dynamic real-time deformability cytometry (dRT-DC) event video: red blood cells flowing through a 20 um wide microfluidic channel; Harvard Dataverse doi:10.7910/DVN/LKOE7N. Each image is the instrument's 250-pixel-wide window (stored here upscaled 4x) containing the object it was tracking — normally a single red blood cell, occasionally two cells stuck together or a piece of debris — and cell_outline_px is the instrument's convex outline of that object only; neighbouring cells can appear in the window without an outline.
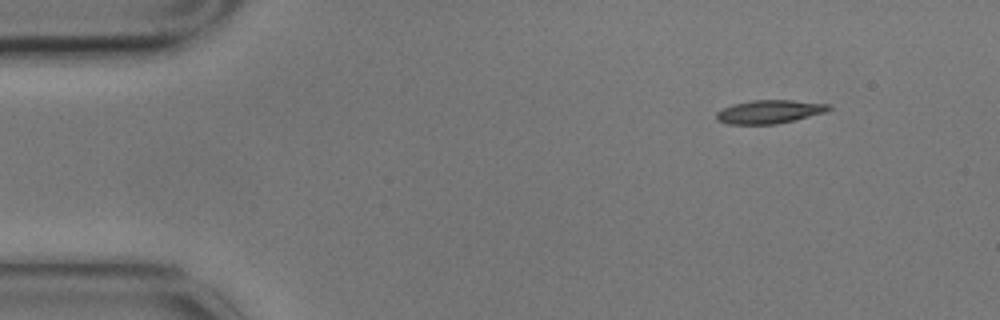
{"species": "common noctule bat (a hibernating species)", "species_latin": "Nyctalus noctula", "temperature_condition": "cold", "stored_images_in_passage": 9, "camera_frame_rate_fps": 3000, "um_per_image_px": 0.085, "animal": {"sex": "male", "body_mass_g": 17.9}, "frame": {"image": 1, "passage_image": 1, "time_ms": 0.0, "image_size_px": [1000, 320], "cell_outline_px": [[832, 108], [828, 112], [796, 120], [776, 124], [728, 124], [716, 120], [716, 112], [732, 104], [752, 100], [792, 100], [832, 104]], "centroid_in_image_um": [65.46, 9.49], "position_along_channel_um": 19.5, "area_um2": 15.61}}
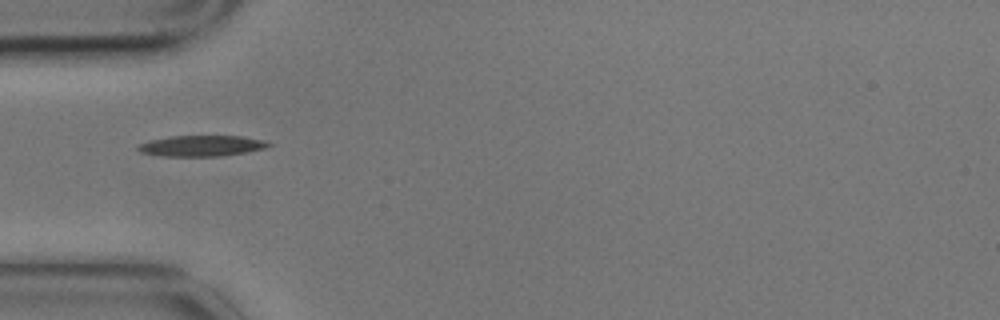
{"frame": {"image": 2, "passage_image": 4, "time_ms": 1.0, "image_size_px": [1000, 320], "cell_outline_px": [[272, 144], [268, 148], [248, 152], [220, 156], [164, 156], [140, 152], [136, 148], [140, 144], [152, 140], [172, 136], [244, 136], [264, 140]], "centroid_in_image_um": [17.21, 12.4], "position_along_channel_um": 67.8, "area_um2": 15.84}}
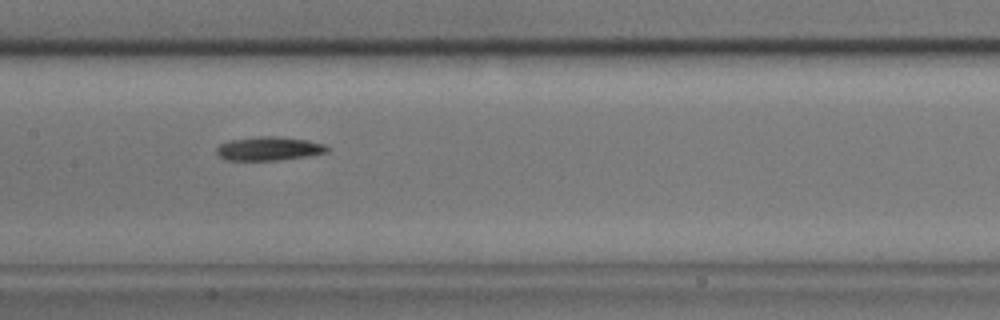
{"frame": {"image": 3, "passage_image": 7, "time_ms": 2.0, "image_size_px": [1000, 320], "cell_outline_px": [[328, 152], [308, 156], [280, 160], [224, 160], [216, 152], [216, 148], [220, 144], [228, 140], [260, 136], [276, 136], [308, 140], [324, 144], [328, 148]], "centroid_in_image_um": [22.84, 12.63], "position_along_channel_um": 184.6, "area_um2": 15.37}}